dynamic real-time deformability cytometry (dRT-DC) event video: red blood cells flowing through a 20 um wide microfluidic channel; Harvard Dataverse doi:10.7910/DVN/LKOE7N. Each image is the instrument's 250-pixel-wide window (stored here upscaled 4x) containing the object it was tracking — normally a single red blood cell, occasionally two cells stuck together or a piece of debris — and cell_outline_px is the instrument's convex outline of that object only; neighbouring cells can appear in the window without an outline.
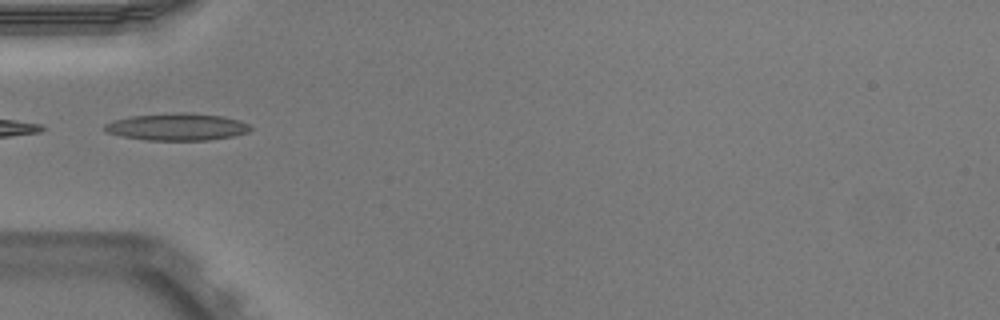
{"species": "Egyptian fruit bat (a non-hibernating species)", "species_latin": "Rousettus aegyptiacus", "temperature_condition": "warm", "stored_images_in_passage": 15, "camera_frame_rate_fps": 3000, "um_per_image_px": 0.085, "animal": {"sex": "male"}, "frame": {"image": 1, "passage_image": 1, "time_ms": 0.0, "image_size_px": [1000, 320], "cell_outline_px": [[252, 128], [248, 132], [232, 136], [208, 140], [144, 140], [104, 132], [104, 124], [112, 120], [132, 116], [176, 112], [188, 112], [224, 116], [240, 120], [248, 124]], "centroid_in_image_um": [15.04, 10.77], "position_along_channel_um": 70.0, "area_um2": 23.18}}